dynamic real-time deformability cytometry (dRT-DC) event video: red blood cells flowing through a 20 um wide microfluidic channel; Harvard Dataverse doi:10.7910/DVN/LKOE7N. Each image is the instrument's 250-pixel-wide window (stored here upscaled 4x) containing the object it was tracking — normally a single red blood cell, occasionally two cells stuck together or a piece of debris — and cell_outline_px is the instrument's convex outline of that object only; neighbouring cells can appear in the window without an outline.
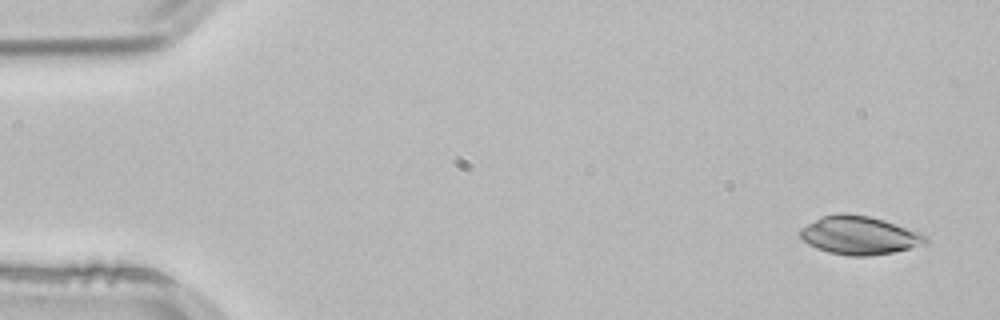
{"species": "common noctule bat (a hibernating species)", "species_latin": "Nyctalus noctula", "temperature_condition": "room temperature", "stored_images_in_passage": 4, "camera_frame_rate_fps": 3000, "um_per_image_px": 0.085, "animal": {"sex": "male", "body_mass_g": 21.5, "forearm_length_mm": 52.0}, "frame": {"image": 1, "passage_image": 1, "time_ms": 0.0, "image_size_px": [1000, 320], "cell_outline_px": [[928, 244], [892, 252], [868, 256], [848, 256], [828, 252], [816, 248], [808, 244], [800, 236], [800, 228], [820, 216], [840, 212], [868, 216], [884, 220], [920, 232], [928, 236]], "centroid_in_image_um": [73.04, 20.0], "position_along_channel_um": 12.0, "area_um2": 28.21}}
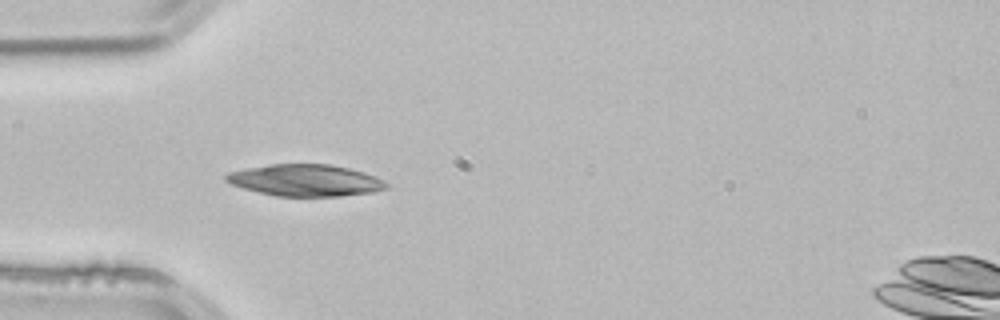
{"frame": {"image": 2, "passage_image": 3, "time_ms": 0.667, "image_size_px": [1000, 320], "cell_outline_px": [[388, 188], [372, 192], [340, 196], [276, 196], [244, 188], [232, 184], [224, 180], [224, 176], [228, 172], [244, 168], [268, 164], [328, 164], [348, 168], [364, 172], [376, 176], [384, 180], [388, 184]], "centroid_in_image_um": [25.95, 15.32], "position_along_channel_um": 59.0, "area_um2": 29.65}}